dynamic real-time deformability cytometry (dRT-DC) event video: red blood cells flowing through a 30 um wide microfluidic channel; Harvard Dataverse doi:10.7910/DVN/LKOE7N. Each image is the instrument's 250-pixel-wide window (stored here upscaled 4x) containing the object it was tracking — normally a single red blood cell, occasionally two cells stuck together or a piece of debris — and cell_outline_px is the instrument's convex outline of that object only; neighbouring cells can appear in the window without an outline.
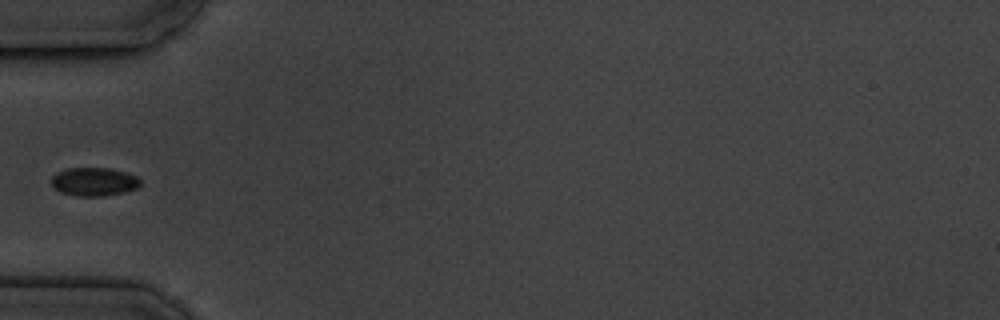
{"species": "common noctule bat (a hibernating species)", "species_latin": "Nyctalus noctula", "temperature_condition": "cold", "stored_images_in_passage": 4, "camera_frame_rate_fps": 3000, "um_per_image_px": 0.085, "animal": {"sex": "male", "body_mass_g": 19.5, "forearm_length_mm": 54.6}, "frame": {"image": 1, "passage_image": 4, "time_ms": 4.333, "image_size_px": [1000, 320], "cell_outline_px": [[140, 184], [136, 188], [124, 192], [104, 196], [76, 196], [60, 192], [52, 184], [52, 176], [56, 172], [68, 168], [112, 168], [136, 176], [140, 180]], "centroid_in_image_um": [7.98, 15.44], "position_along_channel_um": 77.0, "area_um2": 14.68}}